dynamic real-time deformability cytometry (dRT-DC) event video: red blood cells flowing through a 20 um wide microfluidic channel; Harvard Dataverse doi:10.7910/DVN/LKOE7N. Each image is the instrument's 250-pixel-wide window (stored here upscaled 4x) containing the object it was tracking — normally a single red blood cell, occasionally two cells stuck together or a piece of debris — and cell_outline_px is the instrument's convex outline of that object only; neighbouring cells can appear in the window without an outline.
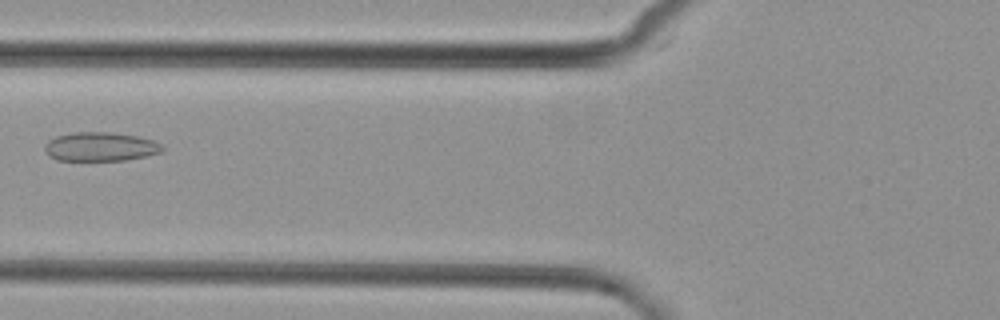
{"species": "common noctule bat (a hibernating species)", "species_latin": "Nyctalus noctula", "temperature_condition": "cold", "stored_images_in_passage": 6, "camera_frame_rate_fps": 3000, "um_per_image_px": 0.085, "animal": {"sex": "female", "body_mass_g": 29.2, "forearm_length_mm": 56.3}, "frame": {"image": 1, "passage_image": 6, "time_ms": 7.0, "image_size_px": [1000, 320], "cell_outline_px": [[164, 148], [160, 152], [144, 156], [124, 160], [56, 160], [48, 156], [44, 148], [44, 144], [48, 140], [56, 136], [76, 132], [112, 132], [140, 136], [152, 140], [160, 144]], "centroid_in_image_um": [8.5, 12.46], "position_along_channel_um": 117.3, "area_um2": 19.83}}